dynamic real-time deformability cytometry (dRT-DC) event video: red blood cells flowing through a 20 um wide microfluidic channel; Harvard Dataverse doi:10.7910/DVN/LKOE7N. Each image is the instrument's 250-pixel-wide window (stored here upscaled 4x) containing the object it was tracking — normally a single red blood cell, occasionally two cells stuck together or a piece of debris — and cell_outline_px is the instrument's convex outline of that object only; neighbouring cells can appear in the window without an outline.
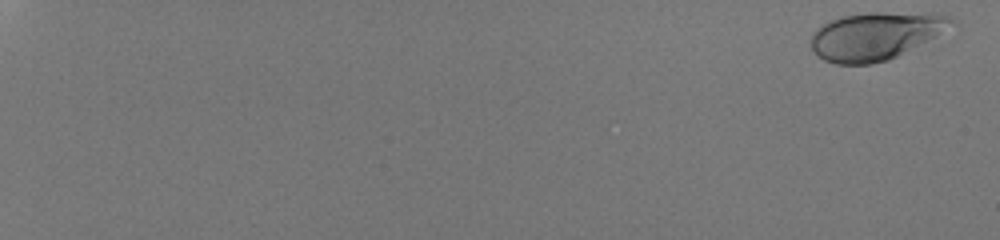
{"species": "human", "species_latin": "Homo sapiens", "temperature_condition": "room temperature", "stored_images_in_passage": 55, "camera_frame_rate_fps": 3000, "um_per_image_px": 0.085, "donor": {"sex": "male"}, "frame": {"image": 1, "passage_image": 2, "time_ms": 0.333, "image_size_px": [1000, 240], "cell_outline_px": [[956, 24], [896, 56], [888, 60], [872, 64], [836, 64], [824, 60], [812, 48], [812, 32], [816, 28], [840, 16], [868, 12], [932, 12], [948, 16], [956, 20]], "centroid_in_image_um": [74.43, 3.02], "position_along_channel_um": 10.6, "area_um2": 38.84}}
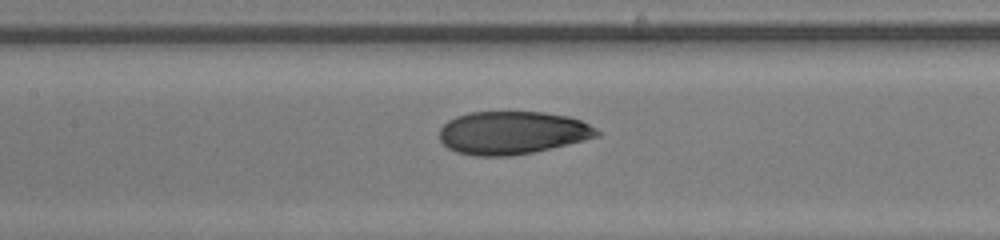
{"frame": {"image": 2, "passage_image": 32, "time_ms": 10.333, "image_size_px": [1000, 240], "cell_outline_px": [[600, 136], [584, 140], [532, 152], [508, 156], [476, 156], [456, 152], [448, 148], [440, 140], [440, 128], [448, 120], [456, 116], [468, 112], [544, 112], [568, 116], [580, 120], [596, 128], [600, 132]], "centroid_in_image_um": [43.53, 11.28], "position_along_channel_um": 163.9, "area_um2": 39.36}}
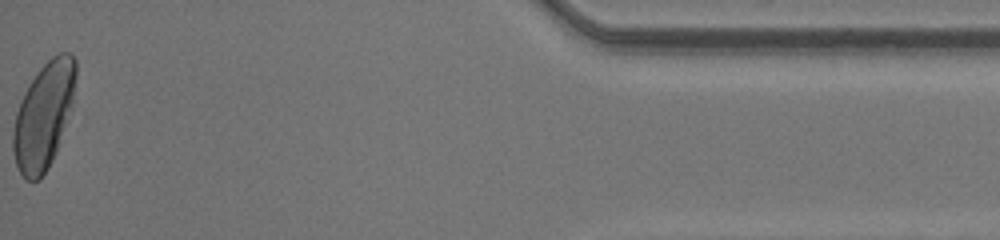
{"frame": {"image": 3, "passage_image": 55, "time_ms": 18.0, "image_size_px": [1000, 240], "cell_outline_px": [[76, 76], [72, 104], [56, 152], [48, 168], [40, 180], [24, 180], [16, 164], [12, 148], [12, 132], [16, 112], [20, 100], [24, 92], [36, 72], [52, 56], [60, 52], [68, 52], [76, 60]], "centroid_in_image_um": [3.69, 9.83], "position_along_channel_um": 431.5, "area_um2": 38.73}, "authors_computed_cell_mechanics": {"area_um2": 38.5526, "velocity_mm_per_s": 4.2667, "shape_relaxation_time_tau1_ms": 5.6211, "shape_relaxation_time_tau2_ms": null, "deformation_change_tau1": 0.2103, "deformation_change_tau2": null}}